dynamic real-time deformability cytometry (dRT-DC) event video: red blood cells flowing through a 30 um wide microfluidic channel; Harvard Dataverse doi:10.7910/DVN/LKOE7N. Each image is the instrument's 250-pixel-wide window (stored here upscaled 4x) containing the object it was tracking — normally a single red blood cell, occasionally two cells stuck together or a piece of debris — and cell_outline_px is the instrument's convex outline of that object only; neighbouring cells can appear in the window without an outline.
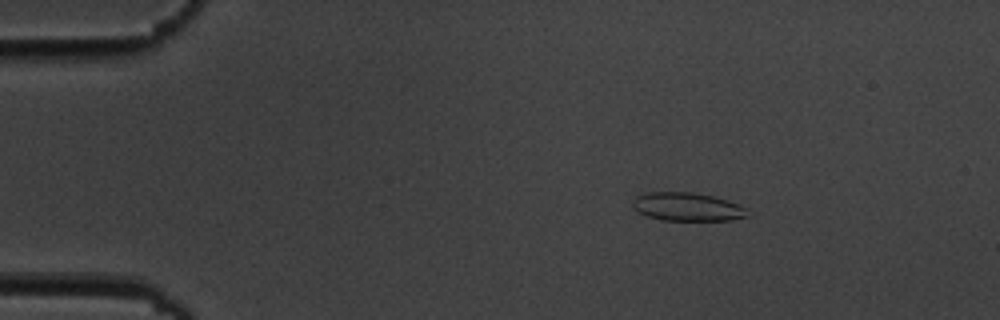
{"species": "common noctule bat (a hibernating species)", "species_latin": "Nyctalus noctula", "temperature_condition": "cold", "stored_images_in_passage": 5, "camera_frame_rate_fps": 3000, "um_per_image_px": 0.085, "animal": {"sex": "male", "body_mass_g": 19.5, "forearm_length_mm": 54.6}, "frame": {"image": 1, "passage_image": 2, "time_ms": 1.0, "image_size_px": [1000, 320], "cell_outline_px": [[748, 216], [732, 220], [664, 220], [648, 216], [632, 208], [632, 200], [636, 196], [648, 192], [692, 192], [712, 196], [728, 200], [744, 208]], "centroid_in_image_um": [58.37, 17.57], "position_along_channel_um": 26.6, "area_um2": 18.79}}